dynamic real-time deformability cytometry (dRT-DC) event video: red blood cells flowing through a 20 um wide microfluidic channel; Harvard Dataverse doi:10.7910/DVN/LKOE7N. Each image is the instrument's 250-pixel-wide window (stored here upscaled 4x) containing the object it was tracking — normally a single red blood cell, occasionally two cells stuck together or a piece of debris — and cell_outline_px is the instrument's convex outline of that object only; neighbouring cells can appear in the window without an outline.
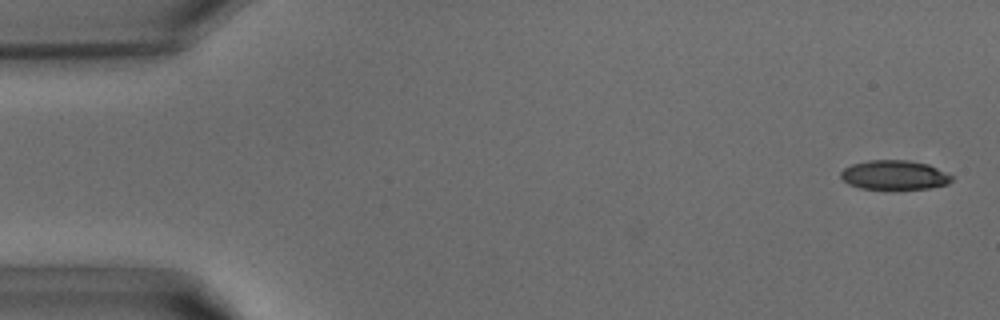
{"species": "common noctule bat (a hibernating species)", "species_latin": "Nyctalus noctula", "temperature_condition": "warm", "stored_images_in_passage": 39, "camera_frame_rate_fps": 3000, "um_per_image_px": 0.085, "animal": {"sex": "male", "body_mass_g": 15.6}, "frame": {"image": 1, "passage_image": 1, "time_ms": 0.0, "image_size_px": [1000, 320], "cell_outline_px": [[952, 180], [948, 184], [928, 188], [884, 192], [860, 188], [848, 184], [840, 176], [840, 172], [844, 168], [852, 164], [868, 160], [908, 160], [928, 164], [952, 176]], "centroid_in_image_um": [75.98, 14.92], "position_along_channel_um": 9.0, "area_um2": 19.65}}
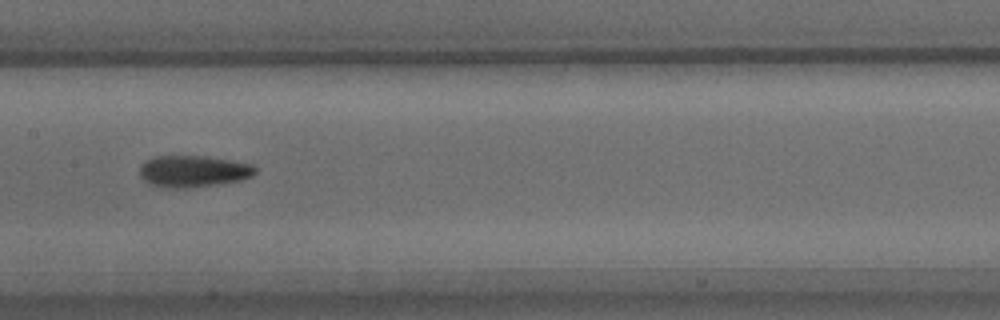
{"frame": {"image": 2, "passage_image": 19, "time_ms": 6.0, "image_size_px": [1000, 320], "cell_outline_px": [[256, 172], [252, 176], [240, 180], [220, 184], [184, 188], [168, 188], [148, 184], [140, 176], [140, 164], [144, 160], [152, 156], [208, 156], [252, 164], [256, 168]], "centroid_in_image_um": [16.39, 14.55], "position_along_channel_um": 191.0, "area_um2": 21.56}}
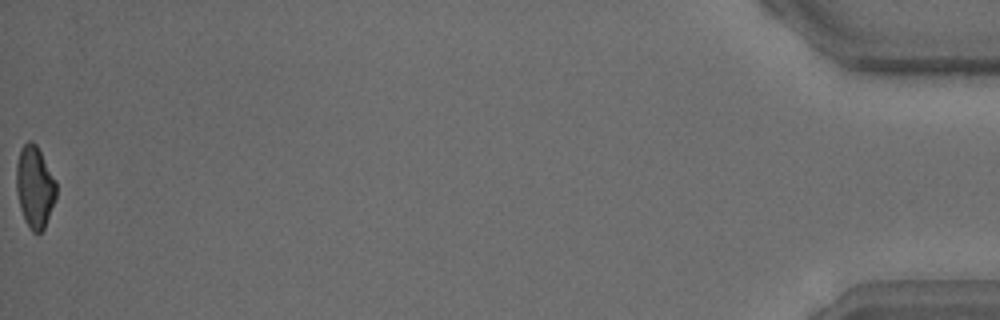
{"frame": {"image": 3, "passage_image": 39, "time_ms": 12.667, "image_size_px": [1000, 320], "cell_outline_px": [[56, 200], [44, 228], [40, 232], [32, 232], [24, 220], [20, 208], [16, 192], [16, 164], [20, 148], [28, 140], [32, 140], [36, 144], [56, 180]], "centroid_in_image_um": [2.94, 15.88], "position_along_channel_um": 432.3, "area_um2": 19.25}}